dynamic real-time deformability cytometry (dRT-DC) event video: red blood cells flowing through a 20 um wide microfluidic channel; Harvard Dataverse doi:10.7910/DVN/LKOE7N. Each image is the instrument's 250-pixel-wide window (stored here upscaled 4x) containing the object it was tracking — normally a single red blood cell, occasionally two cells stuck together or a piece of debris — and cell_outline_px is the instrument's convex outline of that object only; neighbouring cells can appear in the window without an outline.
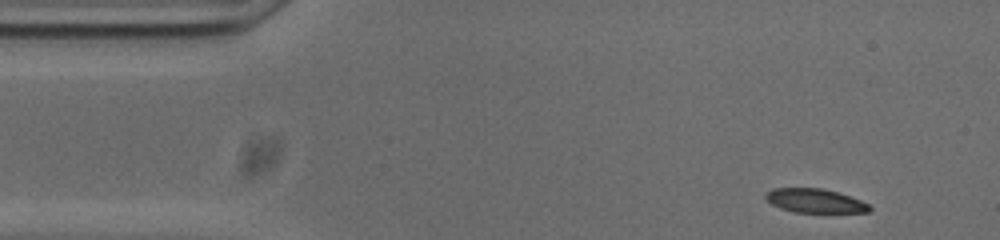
{"species": "common noctule bat (a hibernating species)", "species_latin": "Nyctalus noctula", "temperature_condition": "cold", "stored_images_in_passage": 50, "camera_frame_rate_fps": 3000, "um_per_image_px": 0.085, "animal": {"sex": "male", "body_mass_g": 20.0, "forearm_length_mm": 53.3}, "frame": {"image": 1, "passage_image": 1, "time_ms": 0.0, "image_size_px": [1000, 240], "cell_outline_px": [[872, 208], [868, 212], [796, 212], [780, 208], [772, 204], [764, 196], [764, 192], [772, 188], [820, 188], [836, 192], [860, 200], [868, 204]], "centroid_in_image_um": [69.22, 17.06], "position_along_channel_um": 15.8, "area_um2": 14.33}}
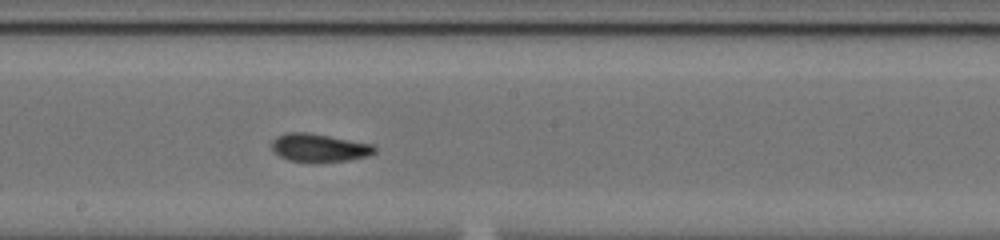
{"frame": {"image": 2, "passage_image": 24, "time_ms": 7.667, "image_size_px": [1000, 240], "cell_outline_px": [[376, 152], [368, 156], [348, 160], [288, 160], [280, 156], [272, 148], [272, 140], [276, 136], [284, 132], [308, 132], [376, 144]], "centroid_in_image_um": [27.17, 12.51], "position_along_channel_um": 221.0, "area_um2": 16.59}}
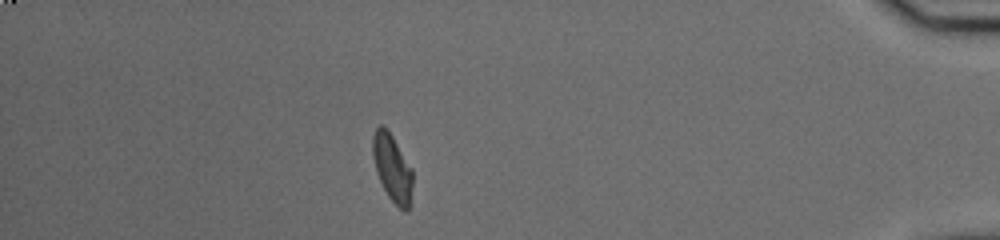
{"frame": {"image": 3, "passage_image": 43, "time_ms": 14.0, "image_size_px": [1000, 240], "cell_outline_px": [[412, 184], [408, 212], [404, 212], [388, 196], [376, 172], [372, 156], [372, 136], [376, 128], [380, 124], [384, 124], [388, 128], [412, 168]], "centroid_in_image_um": [33.32, 14.21], "position_along_channel_um": 401.9, "area_um2": 15.78}, "authors_computed_cell_mechanics": {"area_um2": 16.2996, "velocity_mm_per_s": 3.7337, "shape_relaxation_time_tau1_ms": 5.1602, "shape_relaxation_time_tau2_ms": 2.199, "deformation_change_tau1": 0.1457, "deformation_change_tau2": 0.0677}}